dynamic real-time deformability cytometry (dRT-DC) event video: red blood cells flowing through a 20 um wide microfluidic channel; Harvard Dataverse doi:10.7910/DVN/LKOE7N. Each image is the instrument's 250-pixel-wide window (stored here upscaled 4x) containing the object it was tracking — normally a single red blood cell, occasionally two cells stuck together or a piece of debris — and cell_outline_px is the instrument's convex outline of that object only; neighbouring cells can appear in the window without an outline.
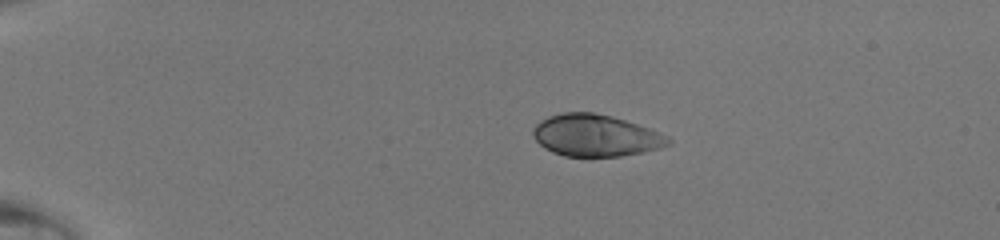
{"species": "human", "species_latin": "Homo sapiens", "temperature_condition": "room temperature", "stored_images_in_passage": 38, "camera_frame_rate_fps": 3000, "um_per_image_px": 0.085, "donor": {"sex": "male"}, "frame": {"image": 1, "passage_image": 1, "time_ms": 0.0, "image_size_px": [1000, 240], "cell_outline_px": [[672, 140], [668, 144], [660, 148], [644, 152], [620, 156], [564, 156], [552, 152], [544, 148], [532, 136], [532, 128], [540, 120], [548, 116], [560, 112], [592, 112], [612, 116], [648, 128], [668, 136]], "centroid_in_image_um": [50.58, 11.51], "position_along_channel_um": 34.4, "area_um2": 33.0}}
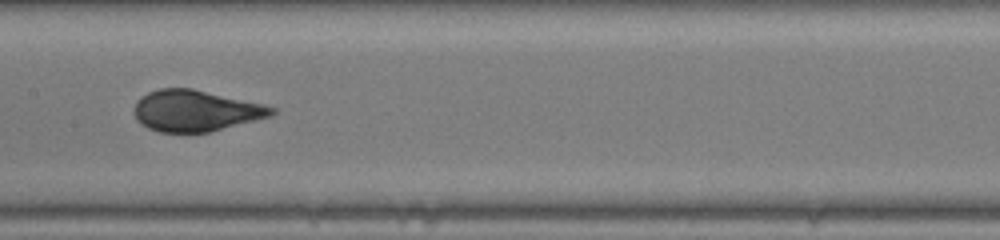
{"frame": {"image": 2, "passage_image": 17, "time_ms": 5.333, "image_size_px": [1000, 240], "cell_outline_px": [[276, 112], [272, 116], [208, 132], [160, 132], [148, 128], [136, 120], [136, 100], [140, 96], [148, 92], [160, 88], [192, 88], [264, 104], [276, 108]], "centroid_in_image_um": [16.64, 9.4], "position_along_channel_um": 190.8, "area_um2": 32.89}}
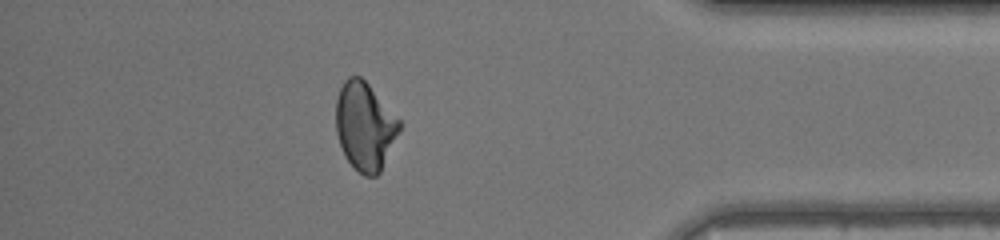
{"frame": {"image": 3, "passage_image": 33, "time_ms": 10.667, "image_size_px": [1000, 240], "cell_outline_px": [[404, 124], [380, 172], [376, 176], [364, 176], [344, 156], [336, 132], [336, 100], [340, 88], [344, 80], [348, 76], [360, 76], [368, 84]], "centroid_in_image_um": [31.03, 10.72], "position_along_channel_um": 404.2, "area_um2": 32.6}}